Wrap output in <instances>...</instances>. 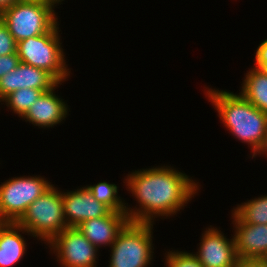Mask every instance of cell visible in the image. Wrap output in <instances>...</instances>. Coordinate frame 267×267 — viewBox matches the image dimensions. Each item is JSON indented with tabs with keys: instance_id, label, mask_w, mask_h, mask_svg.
<instances>
[{
	"instance_id": "15",
	"label": "cell",
	"mask_w": 267,
	"mask_h": 267,
	"mask_svg": "<svg viewBox=\"0 0 267 267\" xmlns=\"http://www.w3.org/2000/svg\"><path fill=\"white\" fill-rule=\"evenodd\" d=\"M31 234L18 223L0 222V267H13L27 252V238Z\"/></svg>"
},
{
	"instance_id": "5",
	"label": "cell",
	"mask_w": 267,
	"mask_h": 267,
	"mask_svg": "<svg viewBox=\"0 0 267 267\" xmlns=\"http://www.w3.org/2000/svg\"><path fill=\"white\" fill-rule=\"evenodd\" d=\"M55 186L53 184L35 199L17 222L34 239H39L38 241L46 246L68 227L64 216L62 191Z\"/></svg>"
},
{
	"instance_id": "23",
	"label": "cell",
	"mask_w": 267,
	"mask_h": 267,
	"mask_svg": "<svg viewBox=\"0 0 267 267\" xmlns=\"http://www.w3.org/2000/svg\"><path fill=\"white\" fill-rule=\"evenodd\" d=\"M254 54V67L263 68L267 72V39H265L258 45L256 53Z\"/></svg>"
},
{
	"instance_id": "7",
	"label": "cell",
	"mask_w": 267,
	"mask_h": 267,
	"mask_svg": "<svg viewBox=\"0 0 267 267\" xmlns=\"http://www.w3.org/2000/svg\"><path fill=\"white\" fill-rule=\"evenodd\" d=\"M52 182L45 176L12 177L0 184V222L17 223L29 205L39 198Z\"/></svg>"
},
{
	"instance_id": "2",
	"label": "cell",
	"mask_w": 267,
	"mask_h": 267,
	"mask_svg": "<svg viewBox=\"0 0 267 267\" xmlns=\"http://www.w3.org/2000/svg\"><path fill=\"white\" fill-rule=\"evenodd\" d=\"M204 87L207 100L218 112L221 123L231 136L248 145L252 155L267 157V114L256 108L240 93ZM263 154V155H261Z\"/></svg>"
},
{
	"instance_id": "27",
	"label": "cell",
	"mask_w": 267,
	"mask_h": 267,
	"mask_svg": "<svg viewBox=\"0 0 267 267\" xmlns=\"http://www.w3.org/2000/svg\"><path fill=\"white\" fill-rule=\"evenodd\" d=\"M16 1H36V0H16Z\"/></svg>"
},
{
	"instance_id": "11",
	"label": "cell",
	"mask_w": 267,
	"mask_h": 267,
	"mask_svg": "<svg viewBox=\"0 0 267 267\" xmlns=\"http://www.w3.org/2000/svg\"><path fill=\"white\" fill-rule=\"evenodd\" d=\"M58 83L50 91L44 92L21 118L38 128L49 129L60 125L69 115L70 108L64 99L55 94V90L61 86Z\"/></svg>"
},
{
	"instance_id": "1",
	"label": "cell",
	"mask_w": 267,
	"mask_h": 267,
	"mask_svg": "<svg viewBox=\"0 0 267 267\" xmlns=\"http://www.w3.org/2000/svg\"><path fill=\"white\" fill-rule=\"evenodd\" d=\"M193 179L185 172L165 164L128 173L123 186L137 202L135 207L125 203V213L130 222L154 223L155 218L170 219L181 213L180 210L201 189L199 181Z\"/></svg>"
},
{
	"instance_id": "18",
	"label": "cell",
	"mask_w": 267,
	"mask_h": 267,
	"mask_svg": "<svg viewBox=\"0 0 267 267\" xmlns=\"http://www.w3.org/2000/svg\"><path fill=\"white\" fill-rule=\"evenodd\" d=\"M44 92L47 91L33 88H22L10 93L0 103L1 105L5 104L6 107L11 110L10 112L16 114L21 119L31 105H33Z\"/></svg>"
},
{
	"instance_id": "8",
	"label": "cell",
	"mask_w": 267,
	"mask_h": 267,
	"mask_svg": "<svg viewBox=\"0 0 267 267\" xmlns=\"http://www.w3.org/2000/svg\"><path fill=\"white\" fill-rule=\"evenodd\" d=\"M48 247L50 253L55 254V261L60 267H97L100 250L89 242L77 227L64 229Z\"/></svg>"
},
{
	"instance_id": "12",
	"label": "cell",
	"mask_w": 267,
	"mask_h": 267,
	"mask_svg": "<svg viewBox=\"0 0 267 267\" xmlns=\"http://www.w3.org/2000/svg\"><path fill=\"white\" fill-rule=\"evenodd\" d=\"M233 236L239 260L267 259V225L243 223L232 211Z\"/></svg>"
},
{
	"instance_id": "10",
	"label": "cell",
	"mask_w": 267,
	"mask_h": 267,
	"mask_svg": "<svg viewBox=\"0 0 267 267\" xmlns=\"http://www.w3.org/2000/svg\"><path fill=\"white\" fill-rule=\"evenodd\" d=\"M66 191H62V201L68 227H77L85 220L106 216L112 211L108 206L97 201L86 186Z\"/></svg>"
},
{
	"instance_id": "16",
	"label": "cell",
	"mask_w": 267,
	"mask_h": 267,
	"mask_svg": "<svg viewBox=\"0 0 267 267\" xmlns=\"http://www.w3.org/2000/svg\"><path fill=\"white\" fill-rule=\"evenodd\" d=\"M244 73L240 94L256 108L267 114V72L251 67Z\"/></svg>"
},
{
	"instance_id": "22",
	"label": "cell",
	"mask_w": 267,
	"mask_h": 267,
	"mask_svg": "<svg viewBox=\"0 0 267 267\" xmlns=\"http://www.w3.org/2000/svg\"><path fill=\"white\" fill-rule=\"evenodd\" d=\"M20 63L17 53L0 56V79Z\"/></svg>"
},
{
	"instance_id": "25",
	"label": "cell",
	"mask_w": 267,
	"mask_h": 267,
	"mask_svg": "<svg viewBox=\"0 0 267 267\" xmlns=\"http://www.w3.org/2000/svg\"><path fill=\"white\" fill-rule=\"evenodd\" d=\"M16 2V0H0V14L8 9L9 7H11L14 3Z\"/></svg>"
},
{
	"instance_id": "19",
	"label": "cell",
	"mask_w": 267,
	"mask_h": 267,
	"mask_svg": "<svg viewBox=\"0 0 267 267\" xmlns=\"http://www.w3.org/2000/svg\"><path fill=\"white\" fill-rule=\"evenodd\" d=\"M93 197L108 206L112 211L125 212V200L118 196L119 187L109 181H101L97 184L86 185Z\"/></svg>"
},
{
	"instance_id": "14",
	"label": "cell",
	"mask_w": 267,
	"mask_h": 267,
	"mask_svg": "<svg viewBox=\"0 0 267 267\" xmlns=\"http://www.w3.org/2000/svg\"><path fill=\"white\" fill-rule=\"evenodd\" d=\"M129 222L125 212L111 211L106 216L81 222L77 229L99 250L106 246L110 248Z\"/></svg>"
},
{
	"instance_id": "17",
	"label": "cell",
	"mask_w": 267,
	"mask_h": 267,
	"mask_svg": "<svg viewBox=\"0 0 267 267\" xmlns=\"http://www.w3.org/2000/svg\"><path fill=\"white\" fill-rule=\"evenodd\" d=\"M232 209L243 223L267 225V194L237 204Z\"/></svg>"
},
{
	"instance_id": "9",
	"label": "cell",
	"mask_w": 267,
	"mask_h": 267,
	"mask_svg": "<svg viewBox=\"0 0 267 267\" xmlns=\"http://www.w3.org/2000/svg\"><path fill=\"white\" fill-rule=\"evenodd\" d=\"M200 236L198 251L192 252L204 267H237L238 255L234 236L224 235L220 227L210 225Z\"/></svg>"
},
{
	"instance_id": "24",
	"label": "cell",
	"mask_w": 267,
	"mask_h": 267,
	"mask_svg": "<svg viewBox=\"0 0 267 267\" xmlns=\"http://www.w3.org/2000/svg\"><path fill=\"white\" fill-rule=\"evenodd\" d=\"M237 267H267V259H241Z\"/></svg>"
},
{
	"instance_id": "26",
	"label": "cell",
	"mask_w": 267,
	"mask_h": 267,
	"mask_svg": "<svg viewBox=\"0 0 267 267\" xmlns=\"http://www.w3.org/2000/svg\"><path fill=\"white\" fill-rule=\"evenodd\" d=\"M52 1H54L55 3H57L58 5L60 4H62L63 3V1L65 2V0H52Z\"/></svg>"
},
{
	"instance_id": "3",
	"label": "cell",
	"mask_w": 267,
	"mask_h": 267,
	"mask_svg": "<svg viewBox=\"0 0 267 267\" xmlns=\"http://www.w3.org/2000/svg\"><path fill=\"white\" fill-rule=\"evenodd\" d=\"M59 25L58 23L45 34L19 41L17 54L20 62L44 69L59 83H64L71 76L72 68L69 69L66 64V53L62 48Z\"/></svg>"
},
{
	"instance_id": "20",
	"label": "cell",
	"mask_w": 267,
	"mask_h": 267,
	"mask_svg": "<svg viewBox=\"0 0 267 267\" xmlns=\"http://www.w3.org/2000/svg\"><path fill=\"white\" fill-rule=\"evenodd\" d=\"M163 260L166 267H204L192 252L167 250Z\"/></svg>"
},
{
	"instance_id": "6",
	"label": "cell",
	"mask_w": 267,
	"mask_h": 267,
	"mask_svg": "<svg viewBox=\"0 0 267 267\" xmlns=\"http://www.w3.org/2000/svg\"><path fill=\"white\" fill-rule=\"evenodd\" d=\"M154 224L129 222L110 247L108 267H150L155 255Z\"/></svg>"
},
{
	"instance_id": "4",
	"label": "cell",
	"mask_w": 267,
	"mask_h": 267,
	"mask_svg": "<svg viewBox=\"0 0 267 267\" xmlns=\"http://www.w3.org/2000/svg\"><path fill=\"white\" fill-rule=\"evenodd\" d=\"M56 6L52 0L16 1L0 14V19L18 43L51 31L59 23Z\"/></svg>"
},
{
	"instance_id": "13",
	"label": "cell",
	"mask_w": 267,
	"mask_h": 267,
	"mask_svg": "<svg viewBox=\"0 0 267 267\" xmlns=\"http://www.w3.org/2000/svg\"><path fill=\"white\" fill-rule=\"evenodd\" d=\"M59 82L46 70L20 62L0 79V102L13 91L22 88L50 91Z\"/></svg>"
},
{
	"instance_id": "21",
	"label": "cell",
	"mask_w": 267,
	"mask_h": 267,
	"mask_svg": "<svg viewBox=\"0 0 267 267\" xmlns=\"http://www.w3.org/2000/svg\"><path fill=\"white\" fill-rule=\"evenodd\" d=\"M17 53V42L0 19V56Z\"/></svg>"
}]
</instances>
